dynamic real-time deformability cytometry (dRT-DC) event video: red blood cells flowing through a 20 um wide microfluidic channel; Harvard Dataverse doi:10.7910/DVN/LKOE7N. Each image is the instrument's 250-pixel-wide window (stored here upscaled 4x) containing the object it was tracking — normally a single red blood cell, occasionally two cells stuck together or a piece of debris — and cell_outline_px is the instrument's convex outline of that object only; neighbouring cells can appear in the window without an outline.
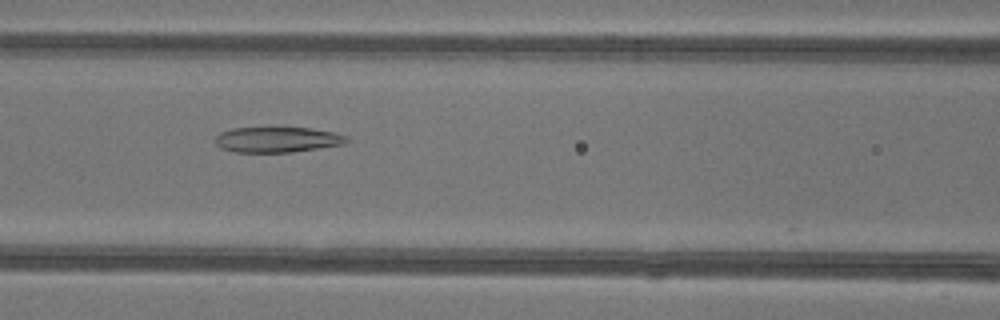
{"species": "common noctule bat (a hibernating species)", "species_latin": "Nyctalus noctula", "temperature_condition": "warm", "stored_images_in_passage": 32, "camera_frame_rate_fps": 3000, "um_per_image_px": 0.085, "animal": {"sex": "female"}, "frame": {"image": 1, "passage_image": 6, "time_ms": 1.667, "image_size_px": [1000, 320], "cell_outline_px": [[348, 140], [344, 144], [292, 152], [236, 152], [220, 148], [216, 144], [216, 136], [220, 132], [232, 128], [308, 128], [332, 132], [348, 136]], "centroid_in_image_um": [23.55, 11.87], "position_along_channel_um": 143.1, "area_um2": 19.31}}
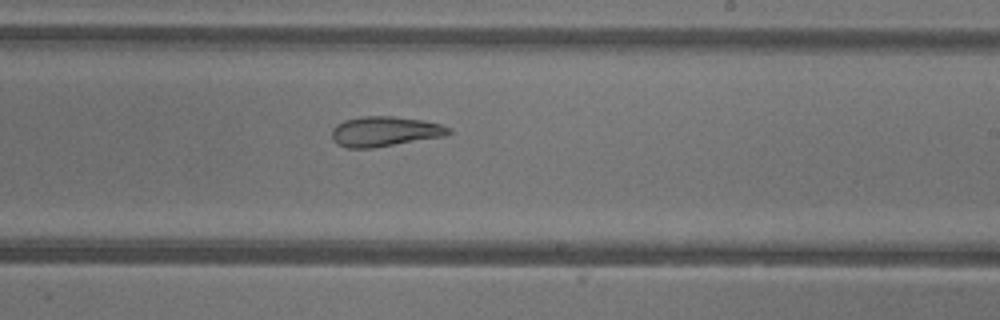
{"frame": {"image": 2, "passage_image": 14, "time_ms": 4.333, "image_size_px": [1000, 320], "cell_outline_px": [[452, 132], [444, 136], [372, 148], [348, 148], [336, 144], [332, 140], [332, 128], [336, 124], [344, 120], [360, 116], [392, 116], [424, 120], [440, 124], [452, 128]], "centroid_in_image_um": [32.68, 11.17], "position_along_channel_um": 256.3, "area_um2": 20.58}}
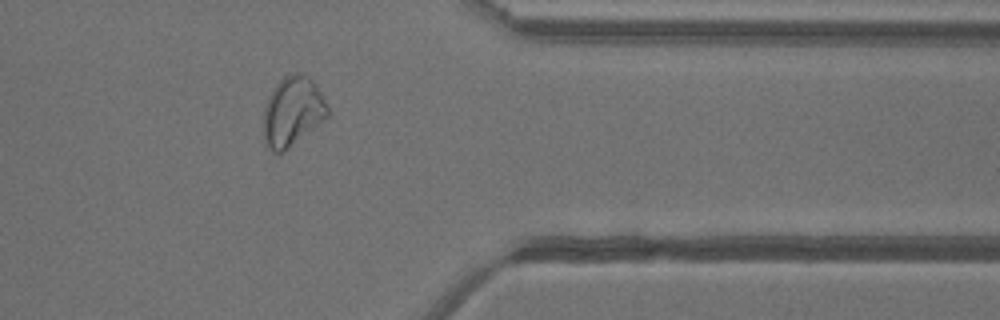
{"frame": {"image": 3, "passage_image": 24, "time_ms": 7.667, "image_size_px": [1000, 320], "cell_outline_px": [[328, 116], [324, 120], [284, 152], [272, 152], [268, 148], [264, 140], [264, 108], [272, 88], [284, 76], [292, 72], [296, 72], [312, 80], [316, 84], [328, 108]], "centroid_in_image_um": [24.85, 9.48], "position_along_channel_um": 386.6, "area_um2": 25.78}}